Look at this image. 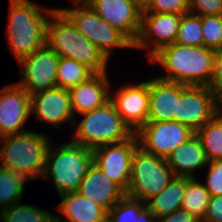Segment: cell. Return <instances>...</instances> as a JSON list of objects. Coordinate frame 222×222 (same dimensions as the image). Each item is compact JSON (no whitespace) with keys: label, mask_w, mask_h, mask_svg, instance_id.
Wrapping results in <instances>:
<instances>
[{"label":"cell","mask_w":222,"mask_h":222,"mask_svg":"<svg viewBox=\"0 0 222 222\" xmlns=\"http://www.w3.org/2000/svg\"><path fill=\"white\" fill-rule=\"evenodd\" d=\"M214 56L215 51L204 46L173 43L161 48L147 62L164 70L166 75L156 76L160 80L185 86H209Z\"/></svg>","instance_id":"cell-1"},{"label":"cell","mask_w":222,"mask_h":222,"mask_svg":"<svg viewBox=\"0 0 222 222\" xmlns=\"http://www.w3.org/2000/svg\"><path fill=\"white\" fill-rule=\"evenodd\" d=\"M53 9L33 0H9L5 36L18 62L46 45V23Z\"/></svg>","instance_id":"cell-2"},{"label":"cell","mask_w":222,"mask_h":222,"mask_svg":"<svg viewBox=\"0 0 222 222\" xmlns=\"http://www.w3.org/2000/svg\"><path fill=\"white\" fill-rule=\"evenodd\" d=\"M46 45L60 57L74 59L93 73L108 72L110 61L96 45L78 31L59 7L54 8L48 17Z\"/></svg>","instance_id":"cell-3"},{"label":"cell","mask_w":222,"mask_h":222,"mask_svg":"<svg viewBox=\"0 0 222 222\" xmlns=\"http://www.w3.org/2000/svg\"><path fill=\"white\" fill-rule=\"evenodd\" d=\"M46 133L28 130L0 138V166L22 175L27 181L43 179L46 154L54 139ZM52 139V140H51Z\"/></svg>","instance_id":"cell-4"},{"label":"cell","mask_w":222,"mask_h":222,"mask_svg":"<svg viewBox=\"0 0 222 222\" xmlns=\"http://www.w3.org/2000/svg\"><path fill=\"white\" fill-rule=\"evenodd\" d=\"M54 145L52 141L47 150L42 180L53 183L60 196L77 192L93 165V151L68 140L66 143Z\"/></svg>","instance_id":"cell-5"},{"label":"cell","mask_w":222,"mask_h":222,"mask_svg":"<svg viewBox=\"0 0 222 222\" xmlns=\"http://www.w3.org/2000/svg\"><path fill=\"white\" fill-rule=\"evenodd\" d=\"M79 115V123L76 118L73 123L75 127L70 135L71 141L86 148L93 150L103 145L122 142L134 134L111 100L97 109Z\"/></svg>","instance_id":"cell-6"},{"label":"cell","mask_w":222,"mask_h":222,"mask_svg":"<svg viewBox=\"0 0 222 222\" xmlns=\"http://www.w3.org/2000/svg\"><path fill=\"white\" fill-rule=\"evenodd\" d=\"M174 178L166 159L137 147L132 159L131 178L126 195L146 203Z\"/></svg>","instance_id":"cell-7"},{"label":"cell","mask_w":222,"mask_h":222,"mask_svg":"<svg viewBox=\"0 0 222 222\" xmlns=\"http://www.w3.org/2000/svg\"><path fill=\"white\" fill-rule=\"evenodd\" d=\"M72 7H60V9L71 19L78 31L96 45L108 60L114 49H133V44L119 30L98 16L89 4H73Z\"/></svg>","instance_id":"cell-8"},{"label":"cell","mask_w":222,"mask_h":222,"mask_svg":"<svg viewBox=\"0 0 222 222\" xmlns=\"http://www.w3.org/2000/svg\"><path fill=\"white\" fill-rule=\"evenodd\" d=\"M219 107L209 86H185L178 83V108L175 121L197 131L211 120Z\"/></svg>","instance_id":"cell-9"},{"label":"cell","mask_w":222,"mask_h":222,"mask_svg":"<svg viewBox=\"0 0 222 222\" xmlns=\"http://www.w3.org/2000/svg\"><path fill=\"white\" fill-rule=\"evenodd\" d=\"M139 147L166 159L179 145L195 134L189 126L177 121H147L136 133Z\"/></svg>","instance_id":"cell-10"},{"label":"cell","mask_w":222,"mask_h":222,"mask_svg":"<svg viewBox=\"0 0 222 222\" xmlns=\"http://www.w3.org/2000/svg\"><path fill=\"white\" fill-rule=\"evenodd\" d=\"M138 146V138L134 133L127 140L103 145L92 150L93 164L125 193L131 178L133 155Z\"/></svg>","instance_id":"cell-11"},{"label":"cell","mask_w":222,"mask_h":222,"mask_svg":"<svg viewBox=\"0 0 222 222\" xmlns=\"http://www.w3.org/2000/svg\"><path fill=\"white\" fill-rule=\"evenodd\" d=\"M60 56L47 45L21 59L19 71L22 86L30 95L57 86L56 75Z\"/></svg>","instance_id":"cell-12"},{"label":"cell","mask_w":222,"mask_h":222,"mask_svg":"<svg viewBox=\"0 0 222 222\" xmlns=\"http://www.w3.org/2000/svg\"><path fill=\"white\" fill-rule=\"evenodd\" d=\"M182 15L141 13V29L133 49H143L149 60L161 48L176 42Z\"/></svg>","instance_id":"cell-13"},{"label":"cell","mask_w":222,"mask_h":222,"mask_svg":"<svg viewBox=\"0 0 222 222\" xmlns=\"http://www.w3.org/2000/svg\"><path fill=\"white\" fill-rule=\"evenodd\" d=\"M121 86L115 90L110 88V100L123 121L136 133L148 121L149 79Z\"/></svg>","instance_id":"cell-14"},{"label":"cell","mask_w":222,"mask_h":222,"mask_svg":"<svg viewBox=\"0 0 222 222\" xmlns=\"http://www.w3.org/2000/svg\"><path fill=\"white\" fill-rule=\"evenodd\" d=\"M30 106L31 95L17 82L0 89V137L27 131Z\"/></svg>","instance_id":"cell-15"},{"label":"cell","mask_w":222,"mask_h":222,"mask_svg":"<svg viewBox=\"0 0 222 222\" xmlns=\"http://www.w3.org/2000/svg\"><path fill=\"white\" fill-rule=\"evenodd\" d=\"M30 108L36 121L51 124L56 129L68 122L72 126L75 120L69 90L57 86L31 94Z\"/></svg>","instance_id":"cell-16"},{"label":"cell","mask_w":222,"mask_h":222,"mask_svg":"<svg viewBox=\"0 0 222 222\" xmlns=\"http://www.w3.org/2000/svg\"><path fill=\"white\" fill-rule=\"evenodd\" d=\"M89 5L110 26L135 43L141 29L142 9L133 0H92Z\"/></svg>","instance_id":"cell-17"},{"label":"cell","mask_w":222,"mask_h":222,"mask_svg":"<svg viewBox=\"0 0 222 222\" xmlns=\"http://www.w3.org/2000/svg\"><path fill=\"white\" fill-rule=\"evenodd\" d=\"M109 73H94L86 81L69 89L71 108L77 115L103 106L110 100L112 82Z\"/></svg>","instance_id":"cell-18"},{"label":"cell","mask_w":222,"mask_h":222,"mask_svg":"<svg viewBox=\"0 0 222 222\" xmlns=\"http://www.w3.org/2000/svg\"><path fill=\"white\" fill-rule=\"evenodd\" d=\"M77 192L90 201L101 205L106 211L110 210L126 195L94 164L89 168Z\"/></svg>","instance_id":"cell-19"},{"label":"cell","mask_w":222,"mask_h":222,"mask_svg":"<svg viewBox=\"0 0 222 222\" xmlns=\"http://www.w3.org/2000/svg\"><path fill=\"white\" fill-rule=\"evenodd\" d=\"M178 108V83L149 79L148 121H175Z\"/></svg>","instance_id":"cell-20"},{"label":"cell","mask_w":222,"mask_h":222,"mask_svg":"<svg viewBox=\"0 0 222 222\" xmlns=\"http://www.w3.org/2000/svg\"><path fill=\"white\" fill-rule=\"evenodd\" d=\"M166 161L174 176L189 178H196V170L202 171L209 162L196 133L171 152Z\"/></svg>","instance_id":"cell-21"},{"label":"cell","mask_w":222,"mask_h":222,"mask_svg":"<svg viewBox=\"0 0 222 222\" xmlns=\"http://www.w3.org/2000/svg\"><path fill=\"white\" fill-rule=\"evenodd\" d=\"M57 209L63 215H55V222H99L107 217V211L78 192L60 196Z\"/></svg>","instance_id":"cell-22"},{"label":"cell","mask_w":222,"mask_h":222,"mask_svg":"<svg viewBox=\"0 0 222 222\" xmlns=\"http://www.w3.org/2000/svg\"><path fill=\"white\" fill-rule=\"evenodd\" d=\"M185 187L186 177L174 176L160 193L145 203L146 207L156 219L181 209Z\"/></svg>","instance_id":"cell-23"},{"label":"cell","mask_w":222,"mask_h":222,"mask_svg":"<svg viewBox=\"0 0 222 222\" xmlns=\"http://www.w3.org/2000/svg\"><path fill=\"white\" fill-rule=\"evenodd\" d=\"M199 179L198 177H186V187L181 208L202 222L206 215L211 195Z\"/></svg>","instance_id":"cell-24"},{"label":"cell","mask_w":222,"mask_h":222,"mask_svg":"<svg viewBox=\"0 0 222 222\" xmlns=\"http://www.w3.org/2000/svg\"><path fill=\"white\" fill-rule=\"evenodd\" d=\"M195 133L201 141L207 160H222V111Z\"/></svg>","instance_id":"cell-25"},{"label":"cell","mask_w":222,"mask_h":222,"mask_svg":"<svg viewBox=\"0 0 222 222\" xmlns=\"http://www.w3.org/2000/svg\"><path fill=\"white\" fill-rule=\"evenodd\" d=\"M26 182L22 175L0 166V211L22 202Z\"/></svg>","instance_id":"cell-26"},{"label":"cell","mask_w":222,"mask_h":222,"mask_svg":"<svg viewBox=\"0 0 222 222\" xmlns=\"http://www.w3.org/2000/svg\"><path fill=\"white\" fill-rule=\"evenodd\" d=\"M0 222H55V215L37 205L19 202L0 211Z\"/></svg>","instance_id":"cell-27"},{"label":"cell","mask_w":222,"mask_h":222,"mask_svg":"<svg viewBox=\"0 0 222 222\" xmlns=\"http://www.w3.org/2000/svg\"><path fill=\"white\" fill-rule=\"evenodd\" d=\"M93 74L89 68L76 60L60 57L56 75L57 87L69 90L86 81Z\"/></svg>","instance_id":"cell-28"},{"label":"cell","mask_w":222,"mask_h":222,"mask_svg":"<svg viewBox=\"0 0 222 222\" xmlns=\"http://www.w3.org/2000/svg\"><path fill=\"white\" fill-rule=\"evenodd\" d=\"M175 43L185 46H203L201 16L191 13L182 15Z\"/></svg>","instance_id":"cell-29"},{"label":"cell","mask_w":222,"mask_h":222,"mask_svg":"<svg viewBox=\"0 0 222 222\" xmlns=\"http://www.w3.org/2000/svg\"><path fill=\"white\" fill-rule=\"evenodd\" d=\"M145 207V203L125 195L107 211V218L110 222H137L139 213Z\"/></svg>","instance_id":"cell-30"},{"label":"cell","mask_w":222,"mask_h":222,"mask_svg":"<svg viewBox=\"0 0 222 222\" xmlns=\"http://www.w3.org/2000/svg\"><path fill=\"white\" fill-rule=\"evenodd\" d=\"M203 46L217 51L222 49L221 15L201 16Z\"/></svg>","instance_id":"cell-31"},{"label":"cell","mask_w":222,"mask_h":222,"mask_svg":"<svg viewBox=\"0 0 222 222\" xmlns=\"http://www.w3.org/2000/svg\"><path fill=\"white\" fill-rule=\"evenodd\" d=\"M142 13H189V0H151Z\"/></svg>","instance_id":"cell-32"},{"label":"cell","mask_w":222,"mask_h":222,"mask_svg":"<svg viewBox=\"0 0 222 222\" xmlns=\"http://www.w3.org/2000/svg\"><path fill=\"white\" fill-rule=\"evenodd\" d=\"M207 167L202 183L211 196H222V160L209 161Z\"/></svg>","instance_id":"cell-33"},{"label":"cell","mask_w":222,"mask_h":222,"mask_svg":"<svg viewBox=\"0 0 222 222\" xmlns=\"http://www.w3.org/2000/svg\"><path fill=\"white\" fill-rule=\"evenodd\" d=\"M189 13L197 16L222 14V0H189Z\"/></svg>","instance_id":"cell-34"},{"label":"cell","mask_w":222,"mask_h":222,"mask_svg":"<svg viewBox=\"0 0 222 222\" xmlns=\"http://www.w3.org/2000/svg\"><path fill=\"white\" fill-rule=\"evenodd\" d=\"M202 222H222V196H211Z\"/></svg>","instance_id":"cell-35"},{"label":"cell","mask_w":222,"mask_h":222,"mask_svg":"<svg viewBox=\"0 0 222 222\" xmlns=\"http://www.w3.org/2000/svg\"><path fill=\"white\" fill-rule=\"evenodd\" d=\"M222 86V49L215 51L213 74L209 87L215 93Z\"/></svg>","instance_id":"cell-36"},{"label":"cell","mask_w":222,"mask_h":222,"mask_svg":"<svg viewBox=\"0 0 222 222\" xmlns=\"http://www.w3.org/2000/svg\"><path fill=\"white\" fill-rule=\"evenodd\" d=\"M156 222H200L194 216L189 214L187 211L178 209L169 215L162 216L156 219Z\"/></svg>","instance_id":"cell-37"},{"label":"cell","mask_w":222,"mask_h":222,"mask_svg":"<svg viewBox=\"0 0 222 222\" xmlns=\"http://www.w3.org/2000/svg\"><path fill=\"white\" fill-rule=\"evenodd\" d=\"M137 222H156V217L153 213L145 207L140 213L136 220Z\"/></svg>","instance_id":"cell-38"},{"label":"cell","mask_w":222,"mask_h":222,"mask_svg":"<svg viewBox=\"0 0 222 222\" xmlns=\"http://www.w3.org/2000/svg\"><path fill=\"white\" fill-rule=\"evenodd\" d=\"M215 98H216L219 110L222 111V86L215 92Z\"/></svg>","instance_id":"cell-39"},{"label":"cell","mask_w":222,"mask_h":222,"mask_svg":"<svg viewBox=\"0 0 222 222\" xmlns=\"http://www.w3.org/2000/svg\"><path fill=\"white\" fill-rule=\"evenodd\" d=\"M142 10H144L151 0H133Z\"/></svg>","instance_id":"cell-40"},{"label":"cell","mask_w":222,"mask_h":222,"mask_svg":"<svg viewBox=\"0 0 222 222\" xmlns=\"http://www.w3.org/2000/svg\"><path fill=\"white\" fill-rule=\"evenodd\" d=\"M73 4H89L92 0H70Z\"/></svg>","instance_id":"cell-41"},{"label":"cell","mask_w":222,"mask_h":222,"mask_svg":"<svg viewBox=\"0 0 222 222\" xmlns=\"http://www.w3.org/2000/svg\"><path fill=\"white\" fill-rule=\"evenodd\" d=\"M99 222H110V220L106 217L104 220H101Z\"/></svg>","instance_id":"cell-42"}]
</instances>
